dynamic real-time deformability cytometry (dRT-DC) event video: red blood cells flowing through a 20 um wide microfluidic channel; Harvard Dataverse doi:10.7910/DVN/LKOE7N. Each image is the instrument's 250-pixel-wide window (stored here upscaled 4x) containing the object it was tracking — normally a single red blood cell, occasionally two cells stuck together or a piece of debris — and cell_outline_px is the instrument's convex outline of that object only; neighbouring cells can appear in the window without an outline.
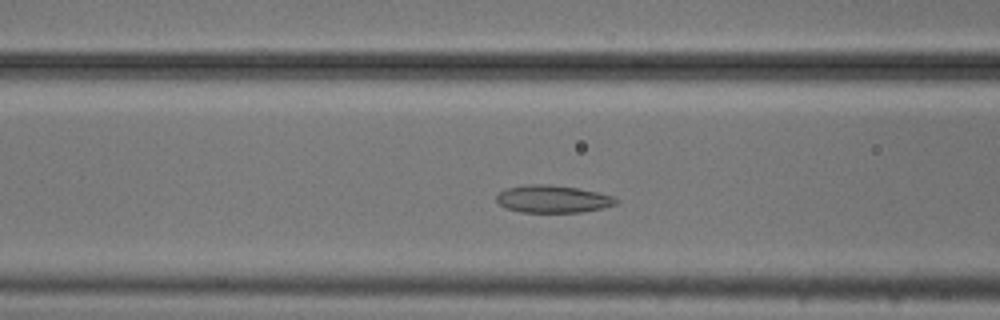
{"species": "common noctule bat (a hibernating species)", "species_latin": "Nyctalus noctula", "temperature_condition": "cold", "stored_images_in_passage": 49, "camera_frame_rate_fps": 3000, "um_per_image_px": 0.085, "animal": {"sex": "male", "body_mass_g": 20.5, "forearm_length_mm": 52.5}, "frame": {"image": 1, "passage_image": 15, "time_ms": 4.667, "image_size_px": [1000, 320], "cell_outline_px": [[620, 200], [616, 204], [604, 208], [580, 212], [520, 212], [504, 208], [496, 200], [496, 192], [504, 188], [524, 184], [548, 184], [576, 188], [596, 192], [612, 196]], "centroid_in_image_um": [46.92, 16.91], "position_along_channel_um": 119.7, "area_um2": 19.36}}
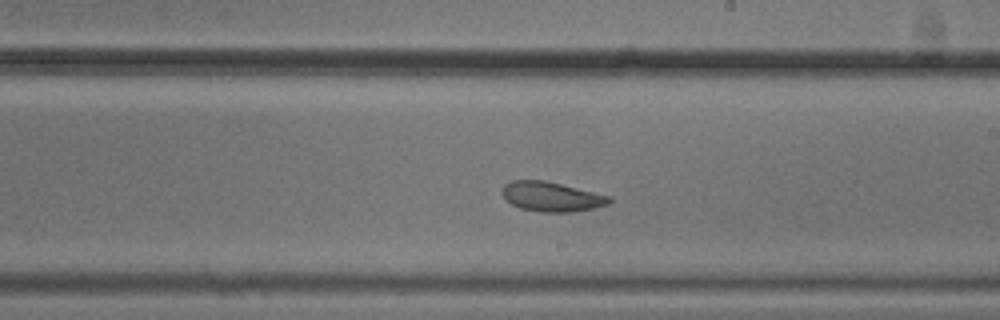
{"frame": {"image": 2, "passage_image": 25, "time_ms": 8.0, "image_size_px": [1000, 320], "cell_outline_px": [[612, 200], [608, 204], [592, 208], [572, 212], [540, 212], [520, 208], [512, 204], [504, 196], [504, 184], [512, 180], [544, 180], [612, 196]], "centroid_in_image_um": [46.91, 16.71], "position_along_channel_um": 242.1, "area_um2": 18.32}}
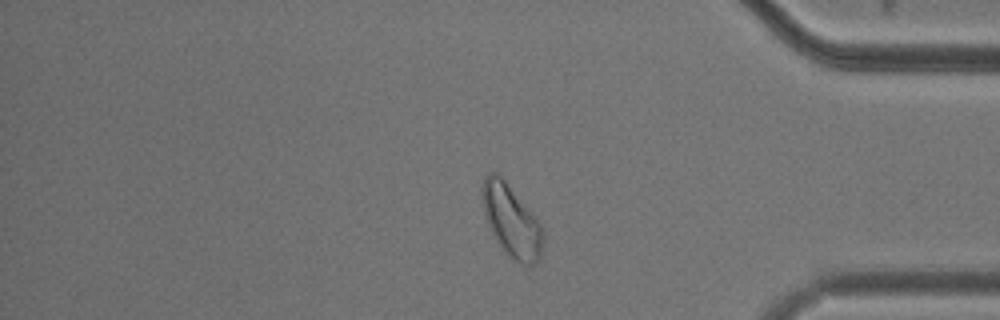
{"frame": {"image": 3, "passage_image": 39, "time_ms": 12.667, "image_size_px": [1000, 320], "cell_outline_px": [[544, 240], [540, 260], [536, 264], [528, 268], [520, 264], [504, 252], [492, 232], [488, 224], [484, 212], [480, 192], [484, 176], [488, 172], [496, 172], [504, 176], [540, 224], [544, 232]], "centroid_in_image_um": [43.47, 18.76], "position_along_channel_um": 391.7, "area_um2": 26.13}, "authors_computed_cell_mechanics": {"area_um2": 21.1548, "velocity_mm_per_s": 3.6748, "shape_relaxation_time_tau1_ms": 2.7152, "shape_relaxation_time_tau2_ms": 3.091, "deformation_change_tau1": 0.1044, "deformation_change_tau2": 0.1003}}